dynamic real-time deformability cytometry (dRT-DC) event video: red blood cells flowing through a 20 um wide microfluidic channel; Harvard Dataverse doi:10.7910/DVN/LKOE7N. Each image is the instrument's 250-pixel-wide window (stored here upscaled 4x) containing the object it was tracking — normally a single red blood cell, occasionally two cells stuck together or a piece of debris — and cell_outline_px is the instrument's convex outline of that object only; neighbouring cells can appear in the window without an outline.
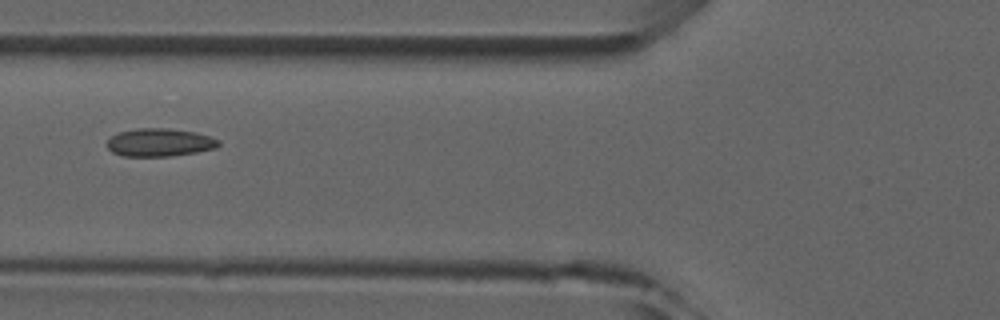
{"species": "common noctule bat (a hibernating species)", "species_latin": "Nyctalus noctula", "temperature_condition": "room temperature", "stored_images_in_passage": 7, "camera_frame_rate_fps": 3000, "um_per_image_px": 0.085, "animal": {"sex": "male", "forearm_length_mm": 52.5}, "frame": {"image": 1, "passage_image": 5, "time_ms": 5.667, "image_size_px": [1000, 320], "cell_outline_px": [[220, 144], [216, 148], [196, 152], [172, 156], [124, 156], [112, 152], [108, 148], [108, 140], [112, 136], [120, 132], [136, 128], [168, 128], [196, 132], [220, 140]], "centroid_in_image_um": [13.59, 12.1], "position_along_channel_um": 112.2, "area_um2": 18.15}}
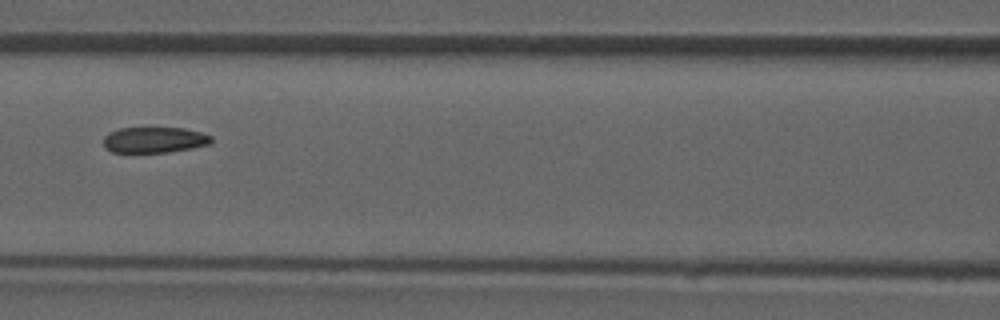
{"frame": {"image": 2, "passage_image": 6, "time_ms": 6.667, "image_size_px": [1000, 320], "cell_outline_px": [[212, 144], [192, 148], [168, 152], [112, 152], [104, 148], [104, 136], [108, 132], [120, 128], [184, 128], [200, 132], [212, 136]], "centroid_in_image_um": [13.12, 11.89], "position_along_channel_um": 153.5, "area_um2": 16.3}}